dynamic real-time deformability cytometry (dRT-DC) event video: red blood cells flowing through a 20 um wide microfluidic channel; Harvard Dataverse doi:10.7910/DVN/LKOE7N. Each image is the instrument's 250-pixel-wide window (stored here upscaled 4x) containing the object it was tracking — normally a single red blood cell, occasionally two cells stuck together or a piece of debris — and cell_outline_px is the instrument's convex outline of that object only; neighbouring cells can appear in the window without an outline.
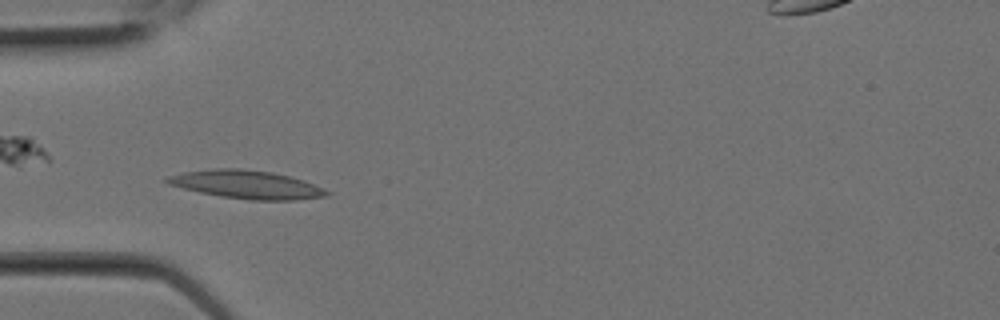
{"species": "Egyptian fruit bat (a non-hibernating species)", "species_latin": "Rousettus aegyptiacus", "temperature_condition": "room temperature", "stored_images_in_passage": 4, "camera_frame_rate_fps": 3000, "um_per_image_px": 0.085, "animal": {"sex": "female"}, "frame": {"image": 1, "passage_image": 3, "time_ms": 0.667, "image_size_px": [1000, 320], "cell_outline_px": [[332, 192], [328, 196], [296, 200], [248, 200], [220, 196], [200, 192], [168, 184], [164, 180], [168, 176], [184, 172], [212, 168], [240, 168], [272, 172], [304, 180], [324, 188]], "centroid_in_image_um": [21.0, 15.68], "position_along_channel_um": 64.0, "area_um2": 26.36}}